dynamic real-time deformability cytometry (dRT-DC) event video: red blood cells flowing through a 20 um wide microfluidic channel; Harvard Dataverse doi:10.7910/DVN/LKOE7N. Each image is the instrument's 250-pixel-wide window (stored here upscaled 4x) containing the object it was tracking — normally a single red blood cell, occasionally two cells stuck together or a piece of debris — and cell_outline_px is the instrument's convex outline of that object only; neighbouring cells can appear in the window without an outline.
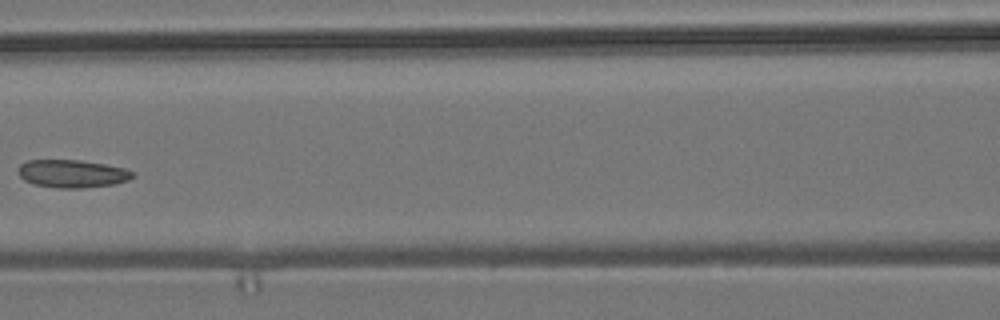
{"species": "common noctule bat (a hibernating species)", "species_latin": "Nyctalus noctula", "temperature_condition": "room temperature", "stored_images_in_passage": 8, "camera_frame_rate_fps": 3000, "um_per_image_px": 0.085, "animal": {"sex": "male", "body_mass_g": 19.2, "forearm_length_mm": 51.8}, "frame": {"image": 1, "passage_image": 7, "time_ms": 7.0, "image_size_px": [1000, 320], "cell_outline_px": [[136, 176], [128, 180], [112, 184], [84, 188], [60, 188], [32, 184], [24, 180], [16, 172], [20, 164], [28, 160], [80, 160], [104, 164], [124, 168], [136, 172]], "centroid_in_image_um": [6.13, 14.76], "position_along_channel_um": 160.5, "area_um2": 18.73}}
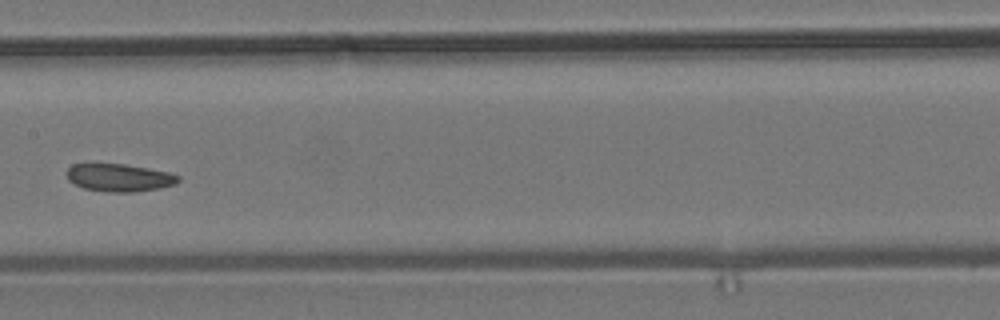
{"frame": {"image": 2, "passage_image": 8, "time_ms": 8.0, "image_size_px": [1000, 320], "cell_outline_px": [[180, 180], [176, 184], [160, 188], [136, 192], [108, 192], [84, 188], [68, 180], [64, 172], [72, 164], [124, 164], [148, 168], [168, 172], [180, 176]], "centroid_in_image_um": [10.13, 15.1], "position_along_channel_um": 197.3, "area_um2": 18.09}}